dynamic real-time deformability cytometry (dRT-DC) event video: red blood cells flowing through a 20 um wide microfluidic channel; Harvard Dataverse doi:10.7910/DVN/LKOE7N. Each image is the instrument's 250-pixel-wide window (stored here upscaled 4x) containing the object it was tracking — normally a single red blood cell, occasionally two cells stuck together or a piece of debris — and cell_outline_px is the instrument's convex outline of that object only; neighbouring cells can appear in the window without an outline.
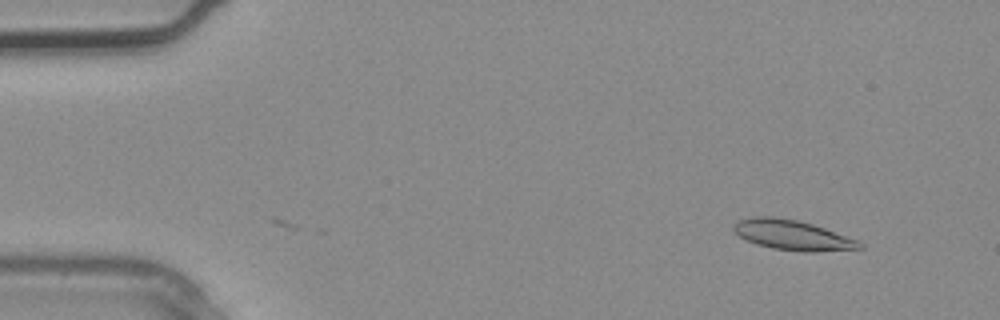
{"species": "common noctule bat (a hibernating species)", "species_latin": "Nyctalus noctula", "temperature_condition": "warm", "stored_images_in_passage": 3, "camera_frame_rate_fps": 3000, "um_per_image_px": 0.085, "animal": {"sex": "male", "body_mass_g": 20.4}, "frame": {"image": 1, "passage_image": 1, "time_ms": 0.0, "image_size_px": [1000, 320], "cell_outline_px": [[864, 248], [812, 252], [804, 252], [772, 248], [756, 244], [740, 236], [732, 228], [740, 220], [756, 216], [772, 216], [796, 220], [812, 224], [860, 240], [864, 244]], "centroid_in_image_um": [67.43, 19.99], "position_along_channel_um": 17.6, "area_um2": 21.85}}